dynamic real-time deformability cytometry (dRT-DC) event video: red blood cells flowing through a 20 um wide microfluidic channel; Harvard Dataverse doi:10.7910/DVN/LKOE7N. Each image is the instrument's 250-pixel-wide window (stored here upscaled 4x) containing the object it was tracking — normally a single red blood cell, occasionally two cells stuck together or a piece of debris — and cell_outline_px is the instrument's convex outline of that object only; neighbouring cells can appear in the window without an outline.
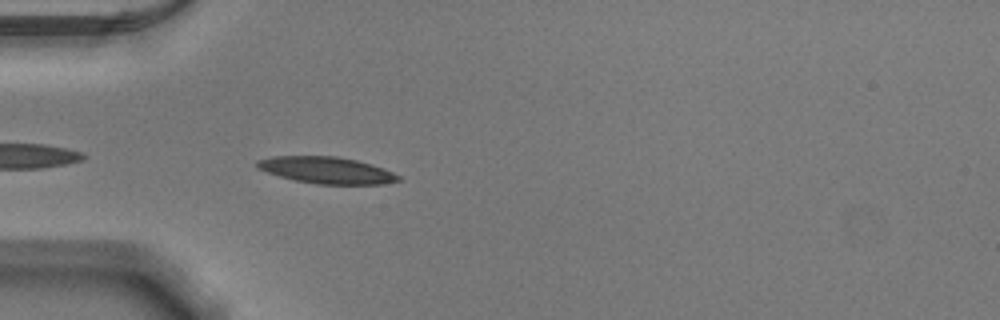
{"species": "Egyptian fruit bat (a non-hibernating species)", "species_latin": "Rousettus aegyptiacus", "temperature_condition": "warm", "stored_images_in_passage": 25, "camera_frame_rate_fps": 3000, "um_per_image_px": 0.085, "animal": {"sex": "male"}, "frame": {"image": 1, "passage_image": 3, "time_ms": 0.667, "image_size_px": [1000, 320], "cell_outline_px": [[400, 180], [384, 184], [316, 184], [296, 180], [280, 176], [256, 168], [256, 160], [272, 156], [336, 156], [356, 160], [372, 164], [384, 168], [400, 176]], "centroid_in_image_um": [27.76, 14.46], "position_along_channel_um": 57.2, "area_um2": 21.91}}
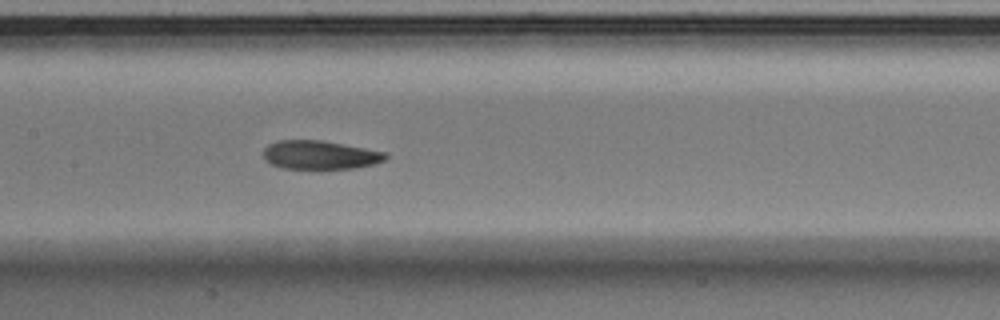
{"frame": {"image": 2, "passage_image": 13, "time_ms": 4.0, "image_size_px": [1000, 320], "cell_outline_px": [[388, 156], [384, 160], [376, 164], [356, 168], [280, 168], [264, 160], [264, 148], [268, 144], [280, 140], [320, 140], [388, 152]], "centroid_in_image_um": [27.22, 13.17], "position_along_channel_um": 180.2, "area_um2": 20.4}}
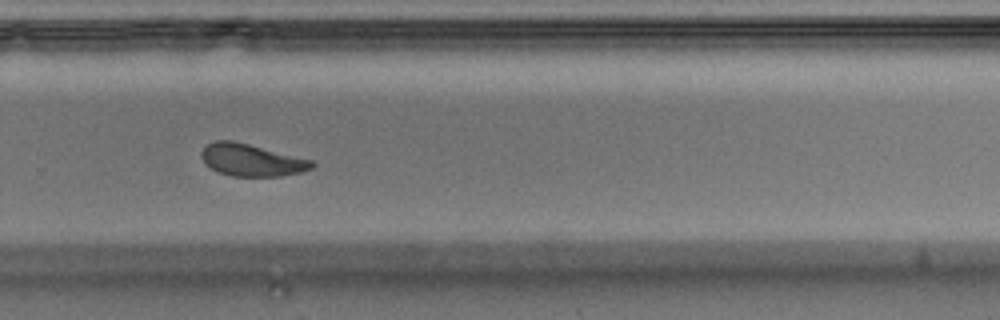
{"frame": {"image": 3, "passage_image": 23, "time_ms": 7.333, "image_size_px": [1000, 320], "cell_outline_px": [[316, 164], [312, 168], [300, 172], [280, 176], [232, 176], [220, 172], [204, 164], [200, 156], [200, 152], [208, 144], [216, 140], [232, 140], [312, 160]], "centroid_in_image_um": [21.35, 13.6], "position_along_channel_um": 308.4, "area_um2": 20.52}}